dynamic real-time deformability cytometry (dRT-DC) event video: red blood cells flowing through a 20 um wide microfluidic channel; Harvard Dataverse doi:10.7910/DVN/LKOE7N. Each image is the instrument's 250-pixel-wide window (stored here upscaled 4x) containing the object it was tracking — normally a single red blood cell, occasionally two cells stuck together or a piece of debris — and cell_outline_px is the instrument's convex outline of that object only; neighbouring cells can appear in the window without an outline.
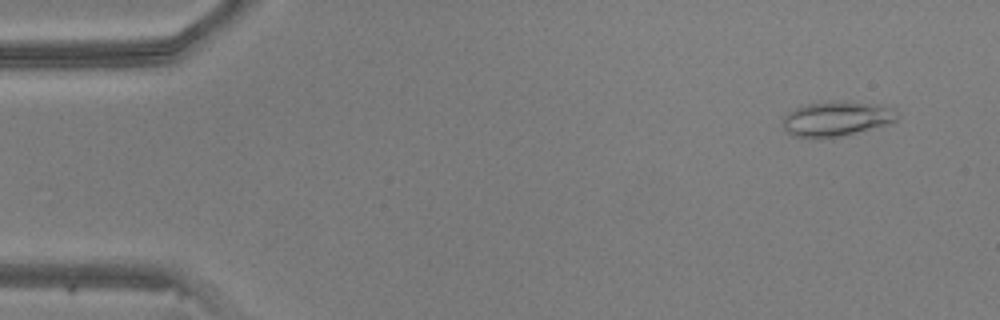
{"species": "common noctule bat (a hibernating species)", "species_latin": "Nyctalus noctula", "temperature_condition": "warm", "stored_images_in_passage": 49, "camera_frame_rate_fps": 3000, "um_per_image_px": 0.085, "animal": {"sex": "male", "body_mass_g": 20.5, "forearm_length_mm": 52.5}, "frame": {"image": 1, "passage_image": 4, "time_ms": 1.0, "image_size_px": [1000, 320], "cell_outline_px": [[900, 116], [896, 120], [884, 124], [840, 136], [792, 136], [784, 128], [784, 116], [788, 112], [796, 108], [808, 104], [844, 100], [896, 108]], "centroid_in_image_um": [71.13, 10.06], "position_along_channel_um": 13.9, "area_um2": 22.43}}
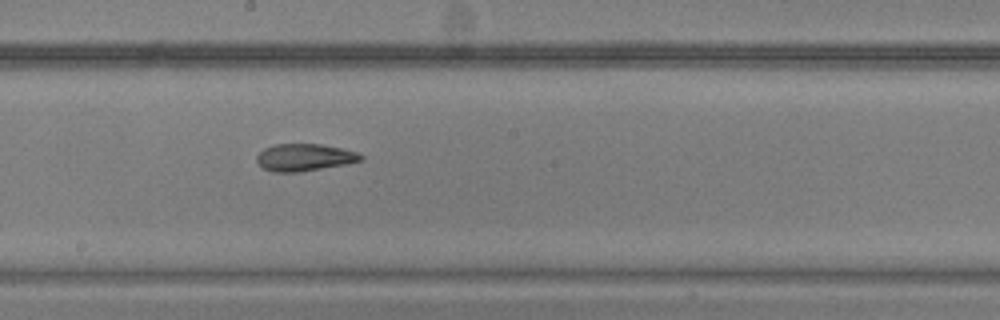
{"frame": {"image": 2, "passage_image": 27, "time_ms": 8.667, "image_size_px": [1000, 320], "cell_outline_px": [[364, 160], [348, 164], [296, 172], [272, 172], [264, 168], [256, 160], [256, 156], [264, 148], [276, 144], [320, 144], [344, 148], [356, 152], [364, 156]], "centroid_in_image_um": [25.91, 13.37], "position_along_channel_um": 222.3, "area_um2": 16.53}}
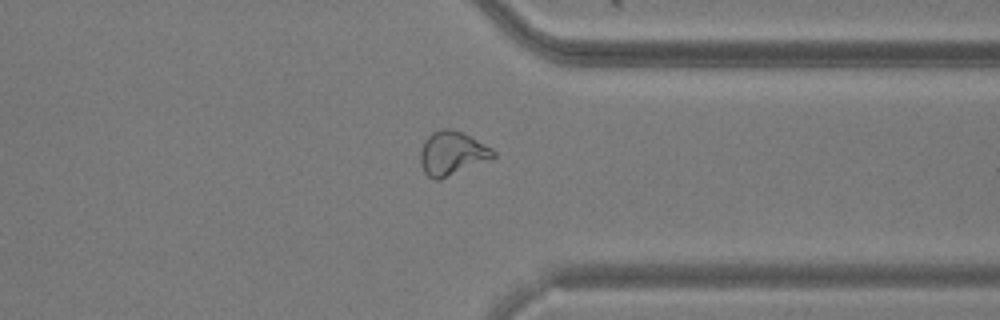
{"frame": {"image": 3, "passage_image": 38, "time_ms": 12.333, "image_size_px": [1000, 320], "cell_outline_px": [[496, 156], [440, 180], [432, 180], [424, 172], [420, 164], [420, 152], [424, 140], [432, 132], [444, 128], [452, 128], [492, 148], [496, 152]], "centroid_in_image_um": [38.38, 13.04], "position_along_channel_um": 373.0, "area_um2": 18.44}}